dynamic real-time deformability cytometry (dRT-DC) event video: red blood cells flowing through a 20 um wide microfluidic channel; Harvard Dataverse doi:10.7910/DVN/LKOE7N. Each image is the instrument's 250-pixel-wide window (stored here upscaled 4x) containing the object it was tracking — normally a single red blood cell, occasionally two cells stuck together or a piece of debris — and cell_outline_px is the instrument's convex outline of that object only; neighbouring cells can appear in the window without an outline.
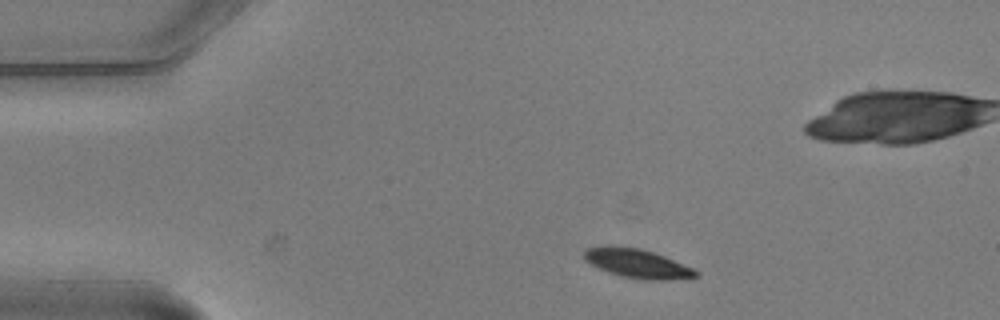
{"species": "common noctule bat (a hibernating species)", "species_latin": "Nyctalus noctula", "temperature_condition": "warm", "stored_images_in_passage": 4, "camera_frame_rate_fps": 3000, "um_per_image_px": 0.085, "animal": {"sex": "male", "body_mass_g": 20.5, "forearm_length_mm": 52.5}, "frame": {"image": 1, "passage_image": 1, "time_ms": 0.0, "image_size_px": [1000, 320], "cell_outline_px": [[700, 276], [672, 280], [644, 280], [620, 276], [608, 272], [584, 260], [584, 252], [588, 248], [604, 244], [612, 244], [640, 248], [664, 256], [692, 268], [700, 272]], "centroid_in_image_um": [54.16, 22.38], "position_along_channel_um": 30.8, "area_um2": 19.13}}